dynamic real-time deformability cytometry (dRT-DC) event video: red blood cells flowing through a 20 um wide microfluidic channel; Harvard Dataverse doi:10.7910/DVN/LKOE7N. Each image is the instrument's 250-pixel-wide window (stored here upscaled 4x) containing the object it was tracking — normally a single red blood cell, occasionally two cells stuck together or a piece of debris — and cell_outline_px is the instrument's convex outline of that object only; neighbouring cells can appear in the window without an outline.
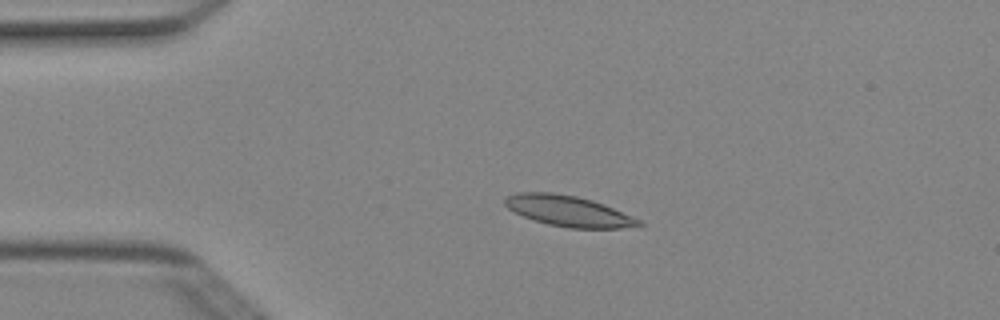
{"species": "Egyptian fruit bat (a non-hibernating species)", "species_latin": "Rousettus aegyptiacus", "temperature_condition": "cold", "stored_images_in_passage": 1, "camera_frame_rate_fps": 3000, "um_per_image_px": 0.085, "animal": {"sex": "female"}, "frame": {"image": 1, "passage_image": 1, "time_ms": 0.0, "image_size_px": [1000, 320], "cell_outline_px": [[644, 224], [620, 228], [568, 228], [548, 224], [524, 216], [508, 208], [504, 204], [504, 196], [516, 192], [552, 192], [576, 196], [592, 200], [604, 204], [640, 220]], "centroid_in_image_um": [48.27, 17.92], "position_along_channel_um": 36.7, "area_um2": 23.76}}